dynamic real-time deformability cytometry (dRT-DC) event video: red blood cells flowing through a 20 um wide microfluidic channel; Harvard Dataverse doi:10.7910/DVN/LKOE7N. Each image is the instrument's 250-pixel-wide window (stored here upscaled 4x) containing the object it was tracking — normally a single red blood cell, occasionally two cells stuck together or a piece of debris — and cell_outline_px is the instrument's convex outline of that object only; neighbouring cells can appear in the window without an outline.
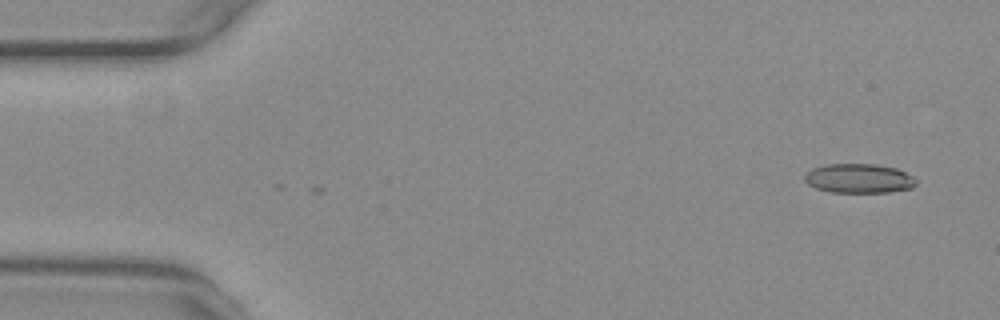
{"species": "common noctule bat (a hibernating species)", "species_latin": "Nyctalus noctula", "temperature_condition": "warm", "stored_images_in_passage": 3, "camera_frame_rate_fps": 3000, "um_per_image_px": 0.085, "animal": {"sex": "female", "body_mass_g": 29.2, "forearm_length_mm": 56.3}, "frame": {"image": 1, "passage_image": 2, "time_ms": 0.333, "image_size_px": [1000, 320], "cell_outline_px": [[916, 184], [912, 188], [888, 192], [832, 192], [816, 188], [808, 184], [804, 180], [804, 172], [812, 168], [824, 164], [876, 164], [896, 168], [912, 176], [916, 180]], "centroid_in_image_um": [72.97, 15.16], "position_along_channel_um": 12.0, "area_um2": 19.13}}